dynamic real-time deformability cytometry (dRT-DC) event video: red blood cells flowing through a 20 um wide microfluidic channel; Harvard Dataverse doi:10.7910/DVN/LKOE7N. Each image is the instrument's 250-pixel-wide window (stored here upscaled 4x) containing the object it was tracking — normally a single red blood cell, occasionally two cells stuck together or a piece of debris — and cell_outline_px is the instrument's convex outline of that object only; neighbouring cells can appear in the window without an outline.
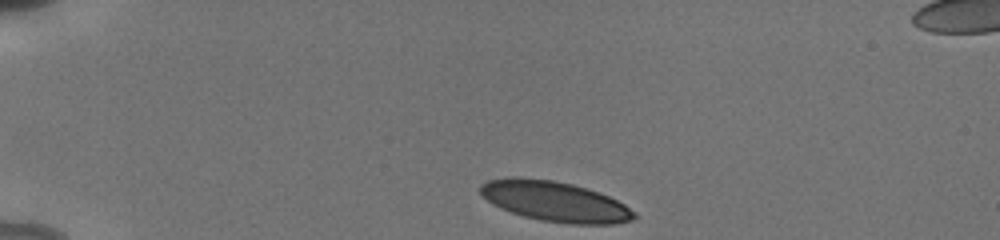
{"species": "human", "species_latin": "Homo sapiens", "temperature_condition": "cold", "stored_images_in_passage": 11, "camera_frame_rate_fps": 3000, "um_per_image_px": 0.085, "donor": {"sex": "male"}, "frame": {"image": 1, "passage_image": 1, "time_ms": 0.0, "image_size_px": [1000, 240], "cell_outline_px": [[636, 220], [616, 224], [568, 224], [540, 220], [524, 216], [500, 208], [492, 204], [480, 192], [480, 184], [488, 180], [508, 176], [516, 176], [552, 180], [572, 184], [608, 196], [624, 204], [636, 212]], "centroid_in_image_um": [47.17, 17.12], "position_along_channel_um": 37.8, "area_um2": 36.13}}
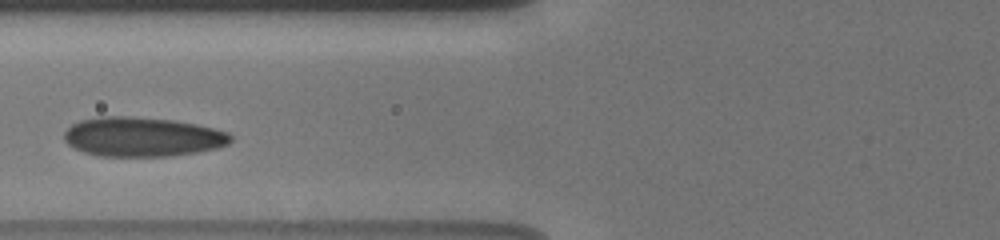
{"frame": {"image": 2, "passage_image": 10, "time_ms": 3.667, "image_size_px": [1000, 240], "cell_outline_px": [[232, 140], [228, 144], [216, 148], [196, 152], [168, 156], [100, 156], [84, 152], [68, 144], [64, 140], [64, 132], [72, 124], [80, 120], [100, 116], [132, 116], [172, 120], [196, 124], [228, 132], [232, 136]], "centroid_in_image_um": [12.09, 11.62], "position_along_channel_um": 113.7, "area_um2": 38.21}}